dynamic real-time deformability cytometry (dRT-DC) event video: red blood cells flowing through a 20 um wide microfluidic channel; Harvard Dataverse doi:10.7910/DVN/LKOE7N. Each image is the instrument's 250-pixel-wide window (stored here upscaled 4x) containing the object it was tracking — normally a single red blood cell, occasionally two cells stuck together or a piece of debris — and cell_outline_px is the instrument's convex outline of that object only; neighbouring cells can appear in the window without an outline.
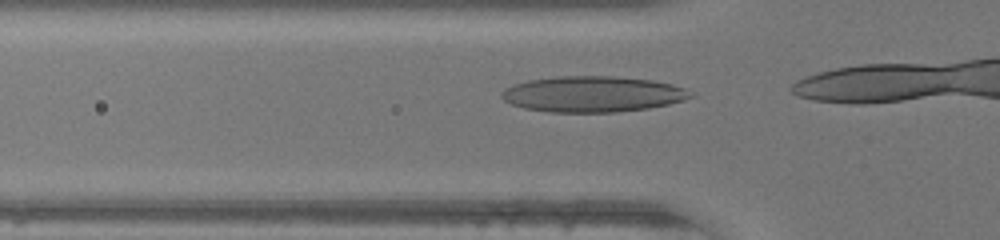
{"species": "human", "species_latin": "Homo sapiens", "temperature_condition": "warm", "stored_images_in_passage": 12, "camera_frame_rate_fps": 3000, "um_per_image_px": 0.085, "donor": {"sex": "female"}, "frame": {"image": 1, "passage_image": 10, "time_ms": 3.0, "image_size_px": [1000, 240], "cell_outline_px": [[696, 96], [684, 100], [668, 104], [648, 108], [616, 112], [548, 112], [524, 108], [512, 104], [504, 100], [500, 96], [500, 92], [504, 88], [512, 84], [528, 80], [556, 76], [612, 76], [652, 80], [672, 84], [684, 88], [692, 92]], "centroid_in_image_um": [50.36, 7.99], "position_along_channel_um": 75.4, "area_um2": 39.71}}